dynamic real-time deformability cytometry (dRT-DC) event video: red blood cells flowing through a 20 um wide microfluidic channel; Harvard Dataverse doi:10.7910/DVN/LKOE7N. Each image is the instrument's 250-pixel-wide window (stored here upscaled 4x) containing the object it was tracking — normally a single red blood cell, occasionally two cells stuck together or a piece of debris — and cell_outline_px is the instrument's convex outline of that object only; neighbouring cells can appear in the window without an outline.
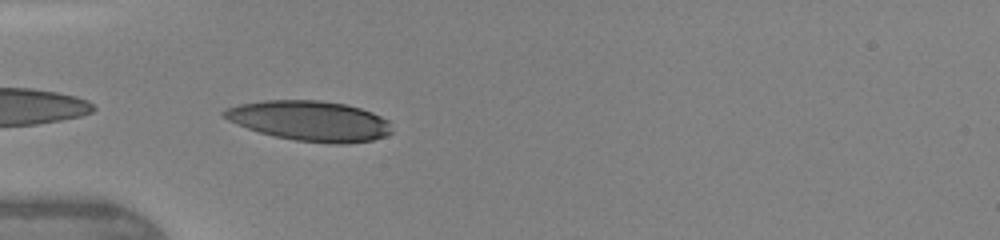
{"species": "human", "species_latin": "Homo sapiens", "temperature_condition": "warm", "stored_images_in_passage": 32, "camera_frame_rate_fps": 3000, "um_per_image_px": 0.085, "donor": {"sex": "female"}, "frame": {"image": 1, "passage_image": 1, "time_ms": 0.0, "image_size_px": [1000, 240], "cell_outline_px": [[392, 132], [384, 136], [372, 140], [344, 144], [336, 144], [296, 140], [276, 136], [260, 132], [236, 124], [228, 120], [220, 112], [228, 108], [240, 104], [264, 100], [320, 100], [344, 104], [360, 108], [372, 112], [388, 120]], "centroid_in_image_um": [26.34, 10.27], "position_along_channel_um": 58.7, "area_um2": 38.96}, "authors_computed_cell_mechanics": {"area_um2": 38.5815, "velocity_mm_per_s": 4.375, "shape_relaxation_time_tau1_ms": 3.9638, "shape_relaxation_time_tau2_ms": 0.9859, "deformation_change_tau1": 0.1677, "deformation_change_tau2": 0.0604}}